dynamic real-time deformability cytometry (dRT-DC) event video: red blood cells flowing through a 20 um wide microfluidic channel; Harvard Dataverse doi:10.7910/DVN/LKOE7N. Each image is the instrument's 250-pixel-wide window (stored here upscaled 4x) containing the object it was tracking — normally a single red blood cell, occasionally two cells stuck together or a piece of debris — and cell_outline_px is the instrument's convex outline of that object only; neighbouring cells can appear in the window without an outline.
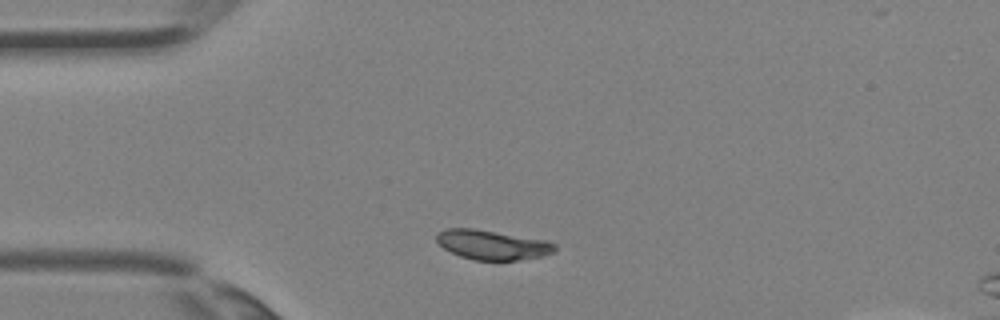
{"species": "Egyptian fruit bat (a non-hibernating species)", "species_latin": "Rousettus aegyptiacus", "temperature_condition": "room temperature", "stored_images_in_passage": 1, "camera_frame_rate_fps": 3000, "um_per_image_px": 0.085, "animal": {"sex": "female"}, "frame": {"image": 1, "passage_image": 1, "time_ms": 0.0, "image_size_px": [1000, 320], "cell_outline_px": [[556, 252], [540, 256], [520, 260], [476, 260], [460, 256], [444, 248], [436, 240], [436, 232], [444, 228], [472, 228], [548, 240], [556, 244]], "centroid_in_image_um": [41.86, 20.8], "position_along_channel_um": 43.1, "area_um2": 20.46}}